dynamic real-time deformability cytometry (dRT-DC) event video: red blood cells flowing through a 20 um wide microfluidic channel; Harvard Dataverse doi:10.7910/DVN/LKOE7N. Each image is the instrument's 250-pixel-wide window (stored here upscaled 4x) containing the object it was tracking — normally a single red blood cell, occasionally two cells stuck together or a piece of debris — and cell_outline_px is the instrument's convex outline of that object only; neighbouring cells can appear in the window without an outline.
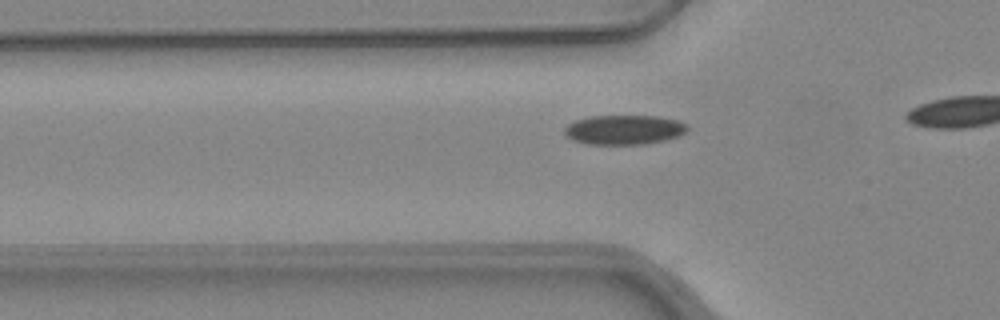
{"species": "common noctule bat (a hibernating species)", "species_latin": "Nyctalus noctula", "temperature_condition": "warm", "stored_images_in_passage": 14, "camera_frame_rate_fps": 3000, "um_per_image_px": 0.085, "animal": {"sex": "female", "body_mass_g": 24.6, "forearm_length_mm": 56.2}, "frame": {"image": 1, "passage_image": 8, "time_ms": 2.333, "image_size_px": [1000, 320], "cell_outline_px": [[688, 128], [680, 136], [668, 140], [644, 144], [588, 144], [572, 140], [564, 132], [564, 128], [568, 124], [576, 120], [592, 116], [656, 116], [680, 120], [688, 124]], "centroid_in_image_um": [53.09, 11.03], "position_along_channel_um": 72.7, "area_um2": 21.27}}
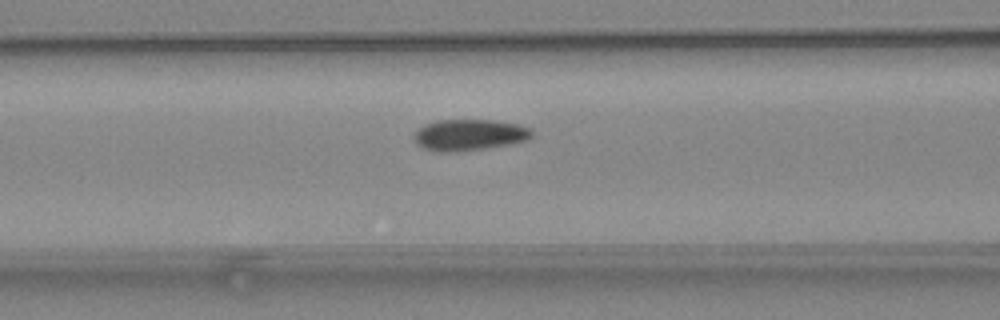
{"frame": {"image": 2, "passage_image": 12, "time_ms": 3.667, "image_size_px": [1000, 320], "cell_outline_px": [[532, 136], [528, 140], [508, 144], [484, 148], [456, 152], [436, 152], [420, 148], [416, 144], [416, 132], [424, 124], [436, 120], [492, 120], [516, 124], [532, 128]], "centroid_in_image_um": [39.88, 11.47], "position_along_channel_um": 126.7, "area_um2": 21.44}}